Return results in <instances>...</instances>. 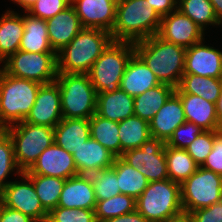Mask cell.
I'll return each mask as SVG.
<instances>
[{
	"instance_id": "obj_36",
	"label": "cell",
	"mask_w": 222,
	"mask_h": 222,
	"mask_svg": "<svg viewBox=\"0 0 222 222\" xmlns=\"http://www.w3.org/2000/svg\"><path fill=\"white\" fill-rule=\"evenodd\" d=\"M136 210V200L125 194H118L106 200L96 202L95 217L97 222L118 217Z\"/></svg>"
},
{
	"instance_id": "obj_42",
	"label": "cell",
	"mask_w": 222,
	"mask_h": 222,
	"mask_svg": "<svg viewBox=\"0 0 222 222\" xmlns=\"http://www.w3.org/2000/svg\"><path fill=\"white\" fill-rule=\"evenodd\" d=\"M71 4V0H37L26 13L47 20L59 14Z\"/></svg>"
},
{
	"instance_id": "obj_23",
	"label": "cell",
	"mask_w": 222,
	"mask_h": 222,
	"mask_svg": "<svg viewBox=\"0 0 222 222\" xmlns=\"http://www.w3.org/2000/svg\"><path fill=\"white\" fill-rule=\"evenodd\" d=\"M161 84L144 61L134 53L129 60L120 83V89L130 96H137Z\"/></svg>"
},
{
	"instance_id": "obj_24",
	"label": "cell",
	"mask_w": 222,
	"mask_h": 222,
	"mask_svg": "<svg viewBox=\"0 0 222 222\" xmlns=\"http://www.w3.org/2000/svg\"><path fill=\"white\" fill-rule=\"evenodd\" d=\"M90 137L89 119L63 118L54 127V142L72 155Z\"/></svg>"
},
{
	"instance_id": "obj_15",
	"label": "cell",
	"mask_w": 222,
	"mask_h": 222,
	"mask_svg": "<svg viewBox=\"0 0 222 222\" xmlns=\"http://www.w3.org/2000/svg\"><path fill=\"white\" fill-rule=\"evenodd\" d=\"M25 174H38L68 179L78 175L73 155L53 142Z\"/></svg>"
},
{
	"instance_id": "obj_2",
	"label": "cell",
	"mask_w": 222,
	"mask_h": 222,
	"mask_svg": "<svg viewBox=\"0 0 222 222\" xmlns=\"http://www.w3.org/2000/svg\"><path fill=\"white\" fill-rule=\"evenodd\" d=\"M112 41L108 31L83 28L57 53L58 73L88 74L96 59Z\"/></svg>"
},
{
	"instance_id": "obj_34",
	"label": "cell",
	"mask_w": 222,
	"mask_h": 222,
	"mask_svg": "<svg viewBox=\"0 0 222 222\" xmlns=\"http://www.w3.org/2000/svg\"><path fill=\"white\" fill-rule=\"evenodd\" d=\"M33 183L43 208L49 213L57 207L65 179L38 174H26Z\"/></svg>"
},
{
	"instance_id": "obj_38",
	"label": "cell",
	"mask_w": 222,
	"mask_h": 222,
	"mask_svg": "<svg viewBox=\"0 0 222 222\" xmlns=\"http://www.w3.org/2000/svg\"><path fill=\"white\" fill-rule=\"evenodd\" d=\"M21 175V171L17 166L14 147L12 139L3 130H0V194L3 192L4 188L10 183V181L5 182V179L11 172H15Z\"/></svg>"
},
{
	"instance_id": "obj_48",
	"label": "cell",
	"mask_w": 222,
	"mask_h": 222,
	"mask_svg": "<svg viewBox=\"0 0 222 222\" xmlns=\"http://www.w3.org/2000/svg\"><path fill=\"white\" fill-rule=\"evenodd\" d=\"M216 17L222 23V0H210Z\"/></svg>"
},
{
	"instance_id": "obj_10",
	"label": "cell",
	"mask_w": 222,
	"mask_h": 222,
	"mask_svg": "<svg viewBox=\"0 0 222 222\" xmlns=\"http://www.w3.org/2000/svg\"><path fill=\"white\" fill-rule=\"evenodd\" d=\"M2 69L9 75L40 84L57 78V53H33L18 50L3 62Z\"/></svg>"
},
{
	"instance_id": "obj_18",
	"label": "cell",
	"mask_w": 222,
	"mask_h": 222,
	"mask_svg": "<svg viewBox=\"0 0 222 222\" xmlns=\"http://www.w3.org/2000/svg\"><path fill=\"white\" fill-rule=\"evenodd\" d=\"M185 121L182 101L174 92L149 121L151 137L161 139L166 143L174 130Z\"/></svg>"
},
{
	"instance_id": "obj_49",
	"label": "cell",
	"mask_w": 222,
	"mask_h": 222,
	"mask_svg": "<svg viewBox=\"0 0 222 222\" xmlns=\"http://www.w3.org/2000/svg\"><path fill=\"white\" fill-rule=\"evenodd\" d=\"M17 3L22 9L27 12L29 8L37 1V0H12Z\"/></svg>"
},
{
	"instance_id": "obj_7",
	"label": "cell",
	"mask_w": 222,
	"mask_h": 222,
	"mask_svg": "<svg viewBox=\"0 0 222 222\" xmlns=\"http://www.w3.org/2000/svg\"><path fill=\"white\" fill-rule=\"evenodd\" d=\"M63 118L90 119L96 113L97 92L88 74L58 73Z\"/></svg>"
},
{
	"instance_id": "obj_30",
	"label": "cell",
	"mask_w": 222,
	"mask_h": 222,
	"mask_svg": "<svg viewBox=\"0 0 222 222\" xmlns=\"http://www.w3.org/2000/svg\"><path fill=\"white\" fill-rule=\"evenodd\" d=\"M118 129L121 155L125 151L140 148L151 137L149 122L136 115L118 122Z\"/></svg>"
},
{
	"instance_id": "obj_26",
	"label": "cell",
	"mask_w": 222,
	"mask_h": 222,
	"mask_svg": "<svg viewBox=\"0 0 222 222\" xmlns=\"http://www.w3.org/2000/svg\"><path fill=\"white\" fill-rule=\"evenodd\" d=\"M24 32V15L10 9L0 18V63L19 50Z\"/></svg>"
},
{
	"instance_id": "obj_29",
	"label": "cell",
	"mask_w": 222,
	"mask_h": 222,
	"mask_svg": "<svg viewBox=\"0 0 222 222\" xmlns=\"http://www.w3.org/2000/svg\"><path fill=\"white\" fill-rule=\"evenodd\" d=\"M174 92V87L161 83L135 96L134 115L149 122Z\"/></svg>"
},
{
	"instance_id": "obj_40",
	"label": "cell",
	"mask_w": 222,
	"mask_h": 222,
	"mask_svg": "<svg viewBox=\"0 0 222 222\" xmlns=\"http://www.w3.org/2000/svg\"><path fill=\"white\" fill-rule=\"evenodd\" d=\"M214 143V131H203L185 150L198 166H202L211 153Z\"/></svg>"
},
{
	"instance_id": "obj_28",
	"label": "cell",
	"mask_w": 222,
	"mask_h": 222,
	"mask_svg": "<svg viewBox=\"0 0 222 222\" xmlns=\"http://www.w3.org/2000/svg\"><path fill=\"white\" fill-rule=\"evenodd\" d=\"M222 89V78L183 74L176 94H191L202 97L211 103H217Z\"/></svg>"
},
{
	"instance_id": "obj_14",
	"label": "cell",
	"mask_w": 222,
	"mask_h": 222,
	"mask_svg": "<svg viewBox=\"0 0 222 222\" xmlns=\"http://www.w3.org/2000/svg\"><path fill=\"white\" fill-rule=\"evenodd\" d=\"M62 119L58 83L54 81L42 84L38 90L35 103L24 121L54 128Z\"/></svg>"
},
{
	"instance_id": "obj_39",
	"label": "cell",
	"mask_w": 222,
	"mask_h": 222,
	"mask_svg": "<svg viewBox=\"0 0 222 222\" xmlns=\"http://www.w3.org/2000/svg\"><path fill=\"white\" fill-rule=\"evenodd\" d=\"M47 222H97L94 210L55 207L48 213Z\"/></svg>"
},
{
	"instance_id": "obj_17",
	"label": "cell",
	"mask_w": 222,
	"mask_h": 222,
	"mask_svg": "<svg viewBox=\"0 0 222 222\" xmlns=\"http://www.w3.org/2000/svg\"><path fill=\"white\" fill-rule=\"evenodd\" d=\"M203 42L186 48L184 74L222 78V51Z\"/></svg>"
},
{
	"instance_id": "obj_11",
	"label": "cell",
	"mask_w": 222,
	"mask_h": 222,
	"mask_svg": "<svg viewBox=\"0 0 222 222\" xmlns=\"http://www.w3.org/2000/svg\"><path fill=\"white\" fill-rule=\"evenodd\" d=\"M165 144L161 139L150 137L140 148L125 151L121 158L137 168L149 182L169 179Z\"/></svg>"
},
{
	"instance_id": "obj_6",
	"label": "cell",
	"mask_w": 222,
	"mask_h": 222,
	"mask_svg": "<svg viewBox=\"0 0 222 222\" xmlns=\"http://www.w3.org/2000/svg\"><path fill=\"white\" fill-rule=\"evenodd\" d=\"M134 53L133 42L112 41L107 46L88 73L97 93H110L120 88L126 66Z\"/></svg>"
},
{
	"instance_id": "obj_46",
	"label": "cell",
	"mask_w": 222,
	"mask_h": 222,
	"mask_svg": "<svg viewBox=\"0 0 222 222\" xmlns=\"http://www.w3.org/2000/svg\"><path fill=\"white\" fill-rule=\"evenodd\" d=\"M162 17L177 9L178 0H147Z\"/></svg>"
},
{
	"instance_id": "obj_44",
	"label": "cell",
	"mask_w": 222,
	"mask_h": 222,
	"mask_svg": "<svg viewBox=\"0 0 222 222\" xmlns=\"http://www.w3.org/2000/svg\"><path fill=\"white\" fill-rule=\"evenodd\" d=\"M191 222H222V200L188 214Z\"/></svg>"
},
{
	"instance_id": "obj_16",
	"label": "cell",
	"mask_w": 222,
	"mask_h": 222,
	"mask_svg": "<svg viewBox=\"0 0 222 222\" xmlns=\"http://www.w3.org/2000/svg\"><path fill=\"white\" fill-rule=\"evenodd\" d=\"M118 0H71L83 28L112 32Z\"/></svg>"
},
{
	"instance_id": "obj_13",
	"label": "cell",
	"mask_w": 222,
	"mask_h": 222,
	"mask_svg": "<svg viewBox=\"0 0 222 222\" xmlns=\"http://www.w3.org/2000/svg\"><path fill=\"white\" fill-rule=\"evenodd\" d=\"M205 32L179 9L162 16L157 35L185 48L204 40Z\"/></svg>"
},
{
	"instance_id": "obj_50",
	"label": "cell",
	"mask_w": 222,
	"mask_h": 222,
	"mask_svg": "<svg viewBox=\"0 0 222 222\" xmlns=\"http://www.w3.org/2000/svg\"><path fill=\"white\" fill-rule=\"evenodd\" d=\"M216 113H217L219 123L222 126V89H221L219 99L217 100V103H216Z\"/></svg>"
},
{
	"instance_id": "obj_35",
	"label": "cell",
	"mask_w": 222,
	"mask_h": 222,
	"mask_svg": "<svg viewBox=\"0 0 222 222\" xmlns=\"http://www.w3.org/2000/svg\"><path fill=\"white\" fill-rule=\"evenodd\" d=\"M177 9L194 21L203 31L209 25L222 24L216 17L210 0H178Z\"/></svg>"
},
{
	"instance_id": "obj_27",
	"label": "cell",
	"mask_w": 222,
	"mask_h": 222,
	"mask_svg": "<svg viewBox=\"0 0 222 222\" xmlns=\"http://www.w3.org/2000/svg\"><path fill=\"white\" fill-rule=\"evenodd\" d=\"M19 50L33 53H56L48 39L47 22L41 18L24 15V32Z\"/></svg>"
},
{
	"instance_id": "obj_21",
	"label": "cell",
	"mask_w": 222,
	"mask_h": 222,
	"mask_svg": "<svg viewBox=\"0 0 222 222\" xmlns=\"http://www.w3.org/2000/svg\"><path fill=\"white\" fill-rule=\"evenodd\" d=\"M115 156L91 137L73 154L78 174L90 175L113 166Z\"/></svg>"
},
{
	"instance_id": "obj_9",
	"label": "cell",
	"mask_w": 222,
	"mask_h": 222,
	"mask_svg": "<svg viewBox=\"0 0 222 222\" xmlns=\"http://www.w3.org/2000/svg\"><path fill=\"white\" fill-rule=\"evenodd\" d=\"M184 214L211 206L222 200V176L198 166L197 170L180 184Z\"/></svg>"
},
{
	"instance_id": "obj_12",
	"label": "cell",
	"mask_w": 222,
	"mask_h": 222,
	"mask_svg": "<svg viewBox=\"0 0 222 222\" xmlns=\"http://www.w3.org/2000/svg\"><path fill=\"white\" fill-rule=\"evenodd\" d=\"M20 177L22 181H10L4 188L0 194L2 204L30 216L36 222L47 221L48 212L43 208L32 180L24 172Z\"/></svg>"
},
{
	"instance_id": "obj_43",
	"label": "cell",
	"mask_w": 222,
	"mask_h": 222,
	"mask_svg": "<svg viewBox=\"0 0 222 222\" xmlns=\"http://www.w3.org/2000/svg\"><path fill=\"white\" fill-rule=\"evenodd\" d=\"M222 176V128L214 130V143L211 153L201 166Z\"/></svg>"
},
{
	"instance_id": "obj_5",
	"label": "cell",
	"mask_w": 222,
	"mask_h": 222,
	"mask_svg": "<svg viewBox=\"0 0 222 222\" xmlns=\"http://www.w3.org/2000/svg\"><path fill=\"white\" fill-rule=\"evenodd\" d=\"M136 210L149 222H165L182 216L180 183L171 179L149 182L136 199Z\"/></svg>"
},
{
	"instance_id": "obj_19",
	"label": "cell",
	"mask_w": 222,
	"mask_h": 222,
	"mask_svg": "<svg viewBox=\"0 0 222 222\" xmlns=\"http://www.w3.org/2000/svg\"><path fill=\"white\" fill-rule=\"evenodd\" d=\"M48 39L53 51L58 53L83 29L72 4L53 18L47 19Z\"/></svg>"
},
{
	"instance_id": "obj_4",
	"label": "cell",
	"mask_w": 222,
	"mask_h": 222,
	"mask_svg": "<svg viewBox=\"0 0 222 222\" xmlns=\"http://www.w3.org/2000/svg\"><path fill=\"white\" fill-rule=\"evenodd\" d=\"M41 85L13 77L0 68V129L26 119Z\"/></svg>"
},
{
	"instance_id": "obj_32",
	"label": "cell",
	"mask_w": 222,
	"mask_h": 222,
	"mask_svg": "<svg viewBox=\"0 0 222 222\" xmlns=\"http://www.w3.org/2000/svg\"><path fill=\"white\" fill-rule=\"evenodd\" d=\"M91 138L109 150L116 158L121 157L118 122L105 119L96 113L89 119Z\"/></svg>"
},
{
	"instance_id": "obj_22",
	"label": "cell",
	"mask_w": 222,
	"mask_h": 222,
	"mask_svg": "<svg viewBox=\"0 0 222 222\" xmlns=\"http://www.w3.org/2000/svg\"><path fill=\"white\" fill-rule=\"evenodd\" d=\"M177 95L182 101L186 121L194 123L204 131H214L222 128L217 117L215 103L208 102L197 95Z\"/></svg>"
},
{
	"instance_id": "obj_20",
	"label": "cell",
	"mask_w": 222,
	"mask_h": 222,
	"mask_svg": "<svg viewBox=\"0 0 222 222\" xmlns=\"http://www.w3.org/2000/svg\"><path fill=\"white\" fill-rule=\"evenodd\" d=\"M96 202L90 175L78 174L65 180L57 206L95 210Z\"/></svg>"
},
{
	"instance_id": "obj_1",
	"label": "cell",
	"mask_w": 222,
	"mask_h": 222,
	"mask_svg": "<svg viewBox=\"0 0 222 222\" xmlns=\"http://www.w3.org/2000/svg\"><path fill=\"white\" fill-rule=\"evenodd\" d=\"M135 53L156 75L160 83L178 87L184 74L186 48L158 35L134 42Z\"/></svg>"
},
{
	"instance_id": "obj_41",
	"label": "cell",
	"mask_w": 222,
	"mask_h": 222,
	"mask_svg": "<svg viewBox=\"0 0 222 222\" xmlns=\"http://www.w3.org/2000/svg\"><path fill=\"white\" fill-rule=\"evenodd\" d=\"M203 131V129H201L194 123L185 121L182 125L174 130L173 135L166 142V145L170 147L185 149Z\"/></svg>"
},
{
	"instance_id": "obj_37",
	"label": "cell",
	"mask_w": 222,
	"mask_h": 222,
	"mask_svg": "<svg viewBox=\"0 0 222 222\" xmlns=\"http://www.w3.org/2000/svg\"><path fill=\"white\" fill-rule=\"evenodd\" d=\"M90 177L97 201L106 200L121 194L117 174L112 167L91 173Z\"/></svg>"
},
{
	"instance_id": "obj_45",
	"label": "cell",
	"mask_w": 222,
	"mask_h": 222,
	"mask_svg": "<svg viewBox=\"0 0 222 222\" xmlns=\"http://www.w3.org/2000/svg\"><path fill=\"white\" fill-rule=\"evenodd\" d=\"M0 222H36L30 216L20 211L4 206L1 202Z\"/></svg>"
},
{
	"instance_id": "obj_33",
	"label": "cell",
	"mask_w": 222,
	"mask_h": 222,
	"mask_svg": "<svg viewBox=\"0 0 222 222\" xmlns=\"http://www.w3.org/2000/svg\"><path fill=\"white\" fill-rule=\"evenodd\" d=\"M166 164L169 179L182 183L198 168V165L185 149L170 147L165 144Z\"/></svg>"
},
{
	"instance_id": "obj_51",
	"label": "cell",
	"mask_w": 222,
	"mask_h": 222,
	"mask_svg": "<svg viewBox=\"0 0 222 222\" xmlns=\"http://www.w3.org/2000/svg\"><path fill=\"white\" fill-rule=\"evenodd\" d=\"M165 222H191V220L187 214H183L180 217H177V218L171 219V220H167Z\"/></svg>"
},
{
	"instance_id": "obj_25",
	"label": "cell",
	"mask_w": 222,
	"mask_h": 222,
	"mask_svg": "<svg viewBox=\"0 0 222 222\" xmlns=\"http://www.w3.org/2000/svg\"><path fill=\"white\" fill-rule=\"evenodd\" d=\"M96 114L120 122L134 115V97L122 89L110 93H97Z\"/></svg>"
},
{
	"instance_id": "obj_47",
	"label": "cell",
	"mask_w": 222,
	"mask_h": 222,
	"mask_svg": "<svg viewBox=\"0 0 222 222\" xmlns=\"http://www.w3.org/2000/svg\"><path fill=\"white\" fill-rule=\"evenodd\" d=\"M102 222H149L142 214L137 210L134 212L124 214L118 217L109 218Z\"/></svg>"
},
{
	"instance_id": "obj_31",
	"label": "cell",
	"mask_w": 222,
	"mask_h": 222,
	"mask_svg": "<svg viewBox=\"0 0 222 222\" xmlns=\"http://www.w3.org/2000/svg\"><path fill=\"white\" fill-rule=\"evenodd\" d=\"M112 168L117 174L121 194L131 196L136 200L149 184L137 168L127 164L121 157L115 158Z\"/></svg>"
},
{
	"instance_id": "obj_3",
	"label": "cell",
	"mask_w": 222,
	"mask_h": 222,
	"mask_svg": "<svg viewBox=\"0 0 222 222\" xmlns=\"http://www.w3.org/2000/svg\"><path fill=\"white\" fill-rule=\"evenodd\" d=\"M161 19L147 0H118L112 39L134 43L157 35Z\"/></svg>"
},
{
	"instance_id": "obj_8",
	"label": "cell",
	"mask_w": 222,
	"mask_h": 222,
	"mask_svg": "<svg viewBox=\"0 0 222 222\" xmlns=\"http://www.w3.org/2000/svg\"><path fill=\"white\" fill-rule=\"evenodd\" d=\"M12 139L21 172L28 171L40 154L54 142V128L21 121L3 129Z\"/></svg>"
}]
</instances>
